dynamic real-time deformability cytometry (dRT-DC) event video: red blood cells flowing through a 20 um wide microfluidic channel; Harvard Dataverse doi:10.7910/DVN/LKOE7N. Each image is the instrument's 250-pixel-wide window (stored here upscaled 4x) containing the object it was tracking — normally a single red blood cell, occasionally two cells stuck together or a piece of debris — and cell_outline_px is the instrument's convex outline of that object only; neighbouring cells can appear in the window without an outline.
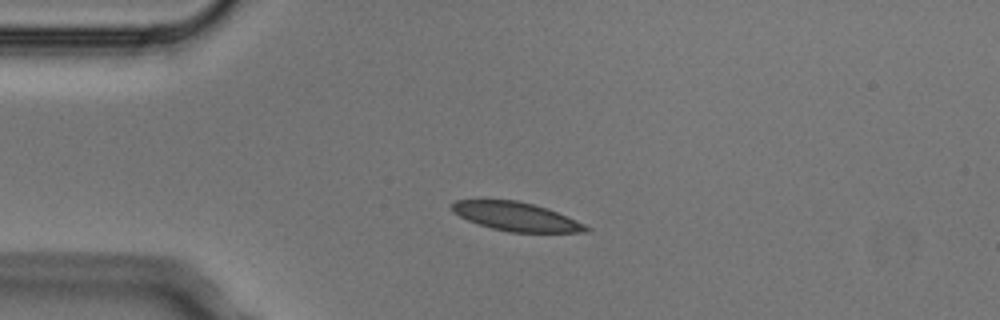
{"species": "Egyptian fruit bat (a non-hibernating species)", "species_latin": "Rousettus aegyptiacus", "temperature_condition": "cold", "stored_images_in_passage": 7, "camera_frame_rate_fps": 3000, "um_per_image_px": 0.085, "animal": {"sex": "male"}, "frame": {"image": 1, "passage_image": 2, "time_ms": 0.333, "image_size_px": [1000, 320], "cell_outline_px": [[592, 228], [588, 232], [508, 232], [492, 228], [468, 220], [452, 212], [452, 204], [456, 200], [516, 200], [548, 208], [576, 220]], "centroid_in_image_um": [43.9, 18.41], "position_along_channel_um": 41.1, "area_um2": 22.25}}
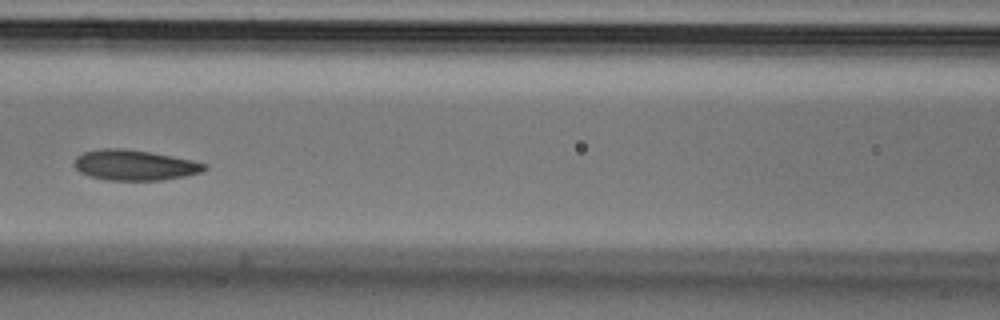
{"frame": {"image": 2, "passage_image": 5, "time_ms": 1.333, "image_size_px": [1000, 320], "cell_outline_px": [[208, 168], [200, 172], [184, 176], [164, 180], [108, 180], [88, 176], [80, 172], [72, 164], [76, 156], [84, 152], [100, 148], [124, 148], [172, 156], [192, 160], [208, 164]], "centroid_in_image_um": [11.41, 14.03], "position_along_channel_um": 155.2, "area_um2": 23.18}}
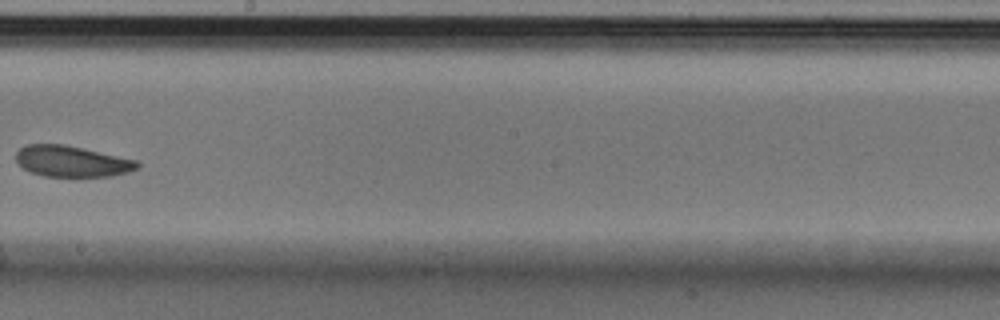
{"frame": {"image": 3, "passage_image": 7, "time_ms": 2.0, "image_size_px": [1000, 320], "cell_outline_px": [[140, 168], [128, 172], [112, 176], [76, 180], [44, 176], [28, 172], [16, 160], [16, 152], [20, 148], [28, 144], [64, 144], [140, 160]], "centroid_in_image_um": [6.17, 13.77], "position_along_channel_um": 242.0, "area_um2": 23.12}}